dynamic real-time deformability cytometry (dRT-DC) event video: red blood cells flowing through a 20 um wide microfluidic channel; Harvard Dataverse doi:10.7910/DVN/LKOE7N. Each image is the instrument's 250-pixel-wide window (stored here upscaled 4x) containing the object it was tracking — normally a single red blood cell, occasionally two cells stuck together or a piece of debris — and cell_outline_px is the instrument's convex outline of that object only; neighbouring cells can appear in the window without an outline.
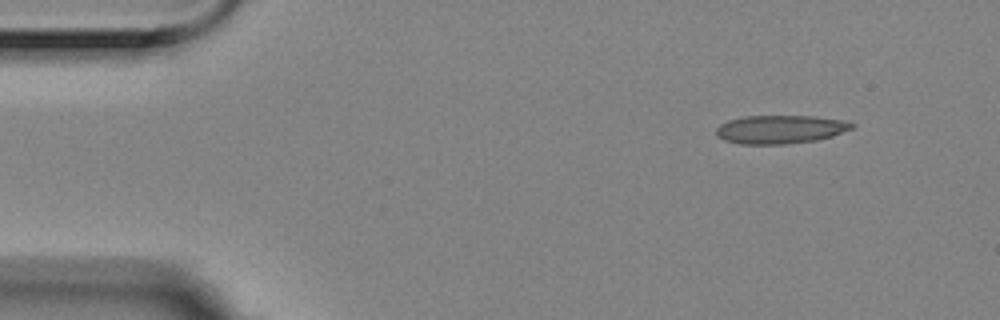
{"species": "Egyptian fruit bat (a non-hibernating species)", "species_latin": "Rousettus aegyptiacus", "temperature_condition": "room temperature", "stored_images_in_passage": 4, "camera_frame_rate_fps": 3000, "um_per_image_px": 0.085, "animal": {"sex": "female"}, "frame": {"image": 1, "passage_image": 1, "time_ms": 0.0, "image_size_px": [1000, 320], "cell_outline_px": [[856, 124], [852, 128], [832, 136], [816, 140], [784, 144], [740, 144], [724, 140], [716, 136], [716, 128], [720, 124], [728, 120], [744, 116], [812, 116], [848, 120]], "centroid_in_image_um": [66.32, 10.99], "position_along_channel_um": 18.7, "area_um2": 22.6}}
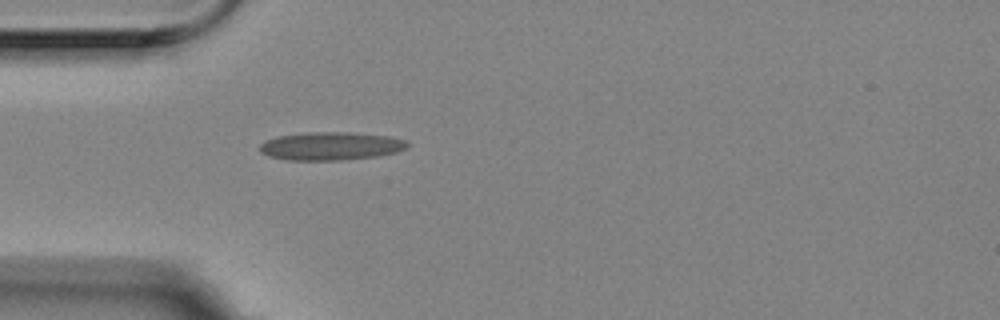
{"frame": {"image": 2, "passage_image": 4, "time_ms": 1.0, "image_size_px": [1000, 320], "cell_outline_px": [[408, 144], [404, 148], [396, 152], [376, 156], [340, 160], [284, 160], [268, 156], [260, 152], [260, 144], [276, 136], [308, 132], [348, 132], [388, 136], [404, 140]], "centroid_in_image_um": [28.06, 12.42], "position_along_channel_um": 56.9, "area_um2": 24.04}}